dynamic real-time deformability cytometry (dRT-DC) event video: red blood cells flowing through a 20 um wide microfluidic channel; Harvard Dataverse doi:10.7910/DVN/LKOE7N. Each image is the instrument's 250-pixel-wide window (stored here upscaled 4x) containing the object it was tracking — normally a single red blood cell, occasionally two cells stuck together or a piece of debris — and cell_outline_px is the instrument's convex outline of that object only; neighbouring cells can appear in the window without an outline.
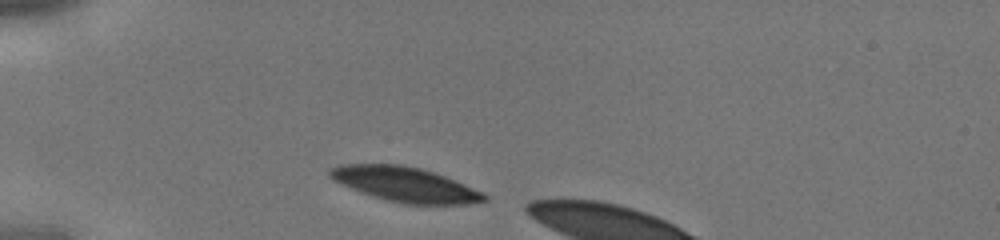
{"species": "human", "species_latin": "Homo sapiens", "temperature_condition": "cold", "stored_images_in_passage": 2, "camera_frame_rate_fps": 3000, "um_per_image_px": 0.085, "donor": {"sex": "male"}, "frame": {"image": 1, "passage_image": 1, "time_ms": 0.0, "image_size_px": [1000, 240], "cell_outline_px": [[488, 200], [464, 204], [404, 204], [384, 200], [372, 196], [332, 180], [328, 176], [328, 168], [340, 164], [404, 164], [420, 168], [444, 176], [484, 192], [488, 196]], "centroid_in_image_um": [34.4, 15.67], "position_along_channel_um": 50.6, "area_um2": 31.27}}